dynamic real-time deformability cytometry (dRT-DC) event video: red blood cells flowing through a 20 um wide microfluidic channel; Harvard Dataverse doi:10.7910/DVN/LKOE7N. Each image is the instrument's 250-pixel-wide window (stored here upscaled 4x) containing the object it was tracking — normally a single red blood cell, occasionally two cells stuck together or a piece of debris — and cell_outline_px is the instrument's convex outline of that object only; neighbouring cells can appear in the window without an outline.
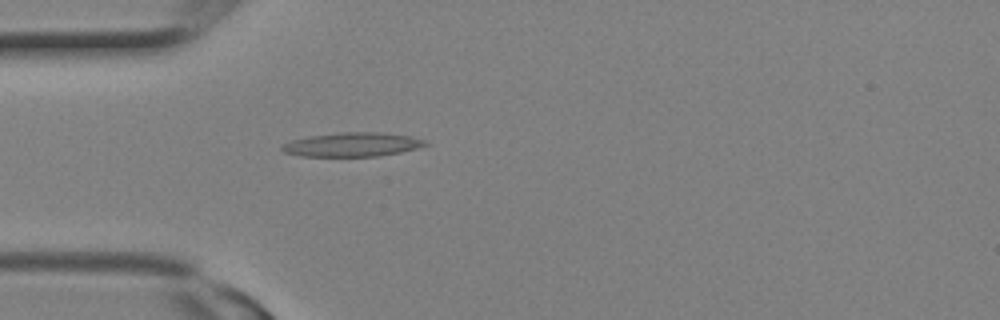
{"species": "Egyptian fruit bat (a non-hibernating species)", "species_latin": "Rousettus aegyptiacus", "temperature_condition": "room temperature", "stored_images_in_passage": 3, "camera_frame_rate_fps": 3000, "um_per_image_px": 0.085, "animal": {"sex": "female"}, "frame": {"image": 1, "passage_image": 3, "time_ms": 0.667, "image_size_px": [1000, 320], "cell_outline_px": [[432, 144], [400, 152], [380, 156], [300, 156], [284, 152], [280, 148], [284, 144], [292, 140], [308, 136], [340, 132], [380, 132], [408, 136], [424, 140]], "centroid_in_image_um": [29.95, 12.28], "position_along_channel_um": 55.1, "area_um2": 20.0}}